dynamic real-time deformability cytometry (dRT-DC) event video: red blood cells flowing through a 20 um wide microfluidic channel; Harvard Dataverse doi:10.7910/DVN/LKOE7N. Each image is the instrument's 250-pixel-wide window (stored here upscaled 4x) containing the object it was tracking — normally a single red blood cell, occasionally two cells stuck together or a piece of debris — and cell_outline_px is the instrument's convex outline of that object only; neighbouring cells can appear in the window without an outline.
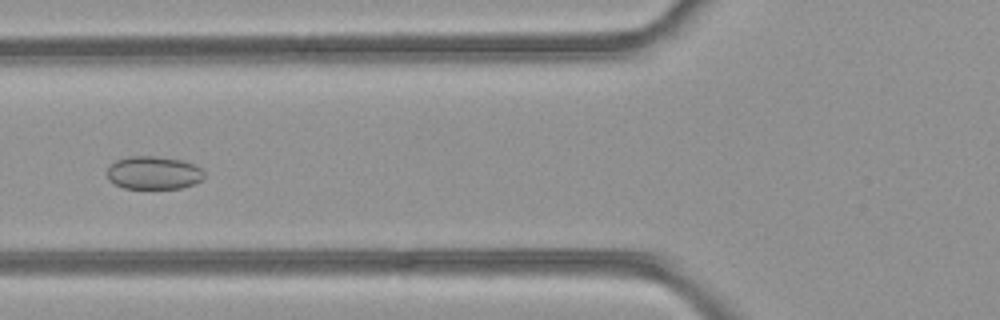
{"species": "common noctule bat (a hibernating species)", "species_latin": "Nyctalus noctula", "temperature_condition": "room temperature", "stored_images_in_passage": 46, "camera_frame_rate_fps": 3000, "um_per_image_px": 0.085, "animal": {"sex": "female", "body_mass_g": 21.9}, "frame": {"image": 1, "passage_image": 14, "time_ms": 4.333, "image_size_px": [1000, 320], "cell_outline_px": [[204, 180], [196, 184], [180, 188], [124, 188], [108, 180], [108, 168], [116, 160], [128, 156], [156, 156], [180, 160], [196, 164], [204, 172]], "centroid_in_image_um": [13.1, 14.69], "position_along_channel_um": 112.7, "area_um2": 18.79}}
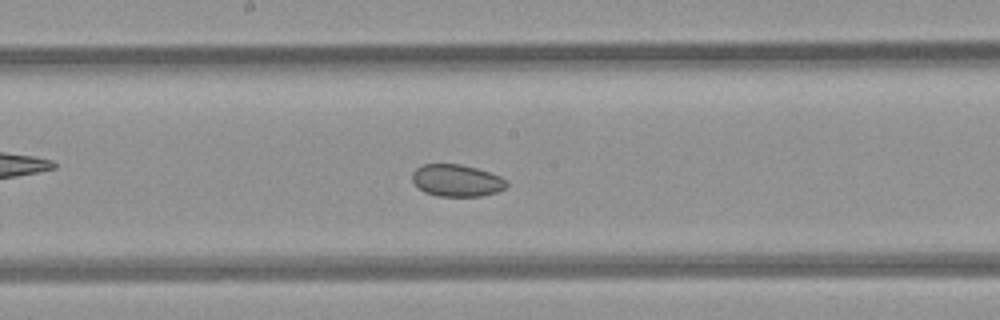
{"frame": {"image": 2, "passage_image": 21, "time_ms": 6.667, "image_size_px": [1000, 320], "cell_outline_px": [[508, 184], [504, 188], [496, 192], [480, 196], [436, 196], [424, 192], [412, 180], [412, 172], [416, 168], [424, 164], [460, 164], [476, 168], [500, 176], [508, 180]], "centroid_in_image_um": [38.82, 15.34], "position_along_channel_um": 209.4, "area_um2": 17.57}}
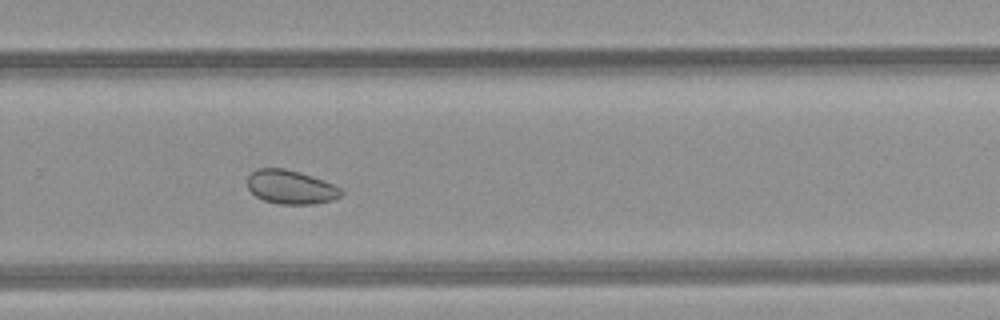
{"frame": {"image": 3, "passage_image": 28, "time_ms": 9.0, "image_size_px": [1000, 320], "cell_outline_px": [[344, 192], [340, 196], [332, 200], [316, 204], [276, 204], [264, 200], [256, 196], [248, 188], [248, 176], [252, 172], [260, 168], [284, 168], [300, 172], [324, 180], [340, 188]], "centroid_in_image_um": [24.72, 15.91], "position_along_channel_um": 305.1, "area_um2": 18.5}}